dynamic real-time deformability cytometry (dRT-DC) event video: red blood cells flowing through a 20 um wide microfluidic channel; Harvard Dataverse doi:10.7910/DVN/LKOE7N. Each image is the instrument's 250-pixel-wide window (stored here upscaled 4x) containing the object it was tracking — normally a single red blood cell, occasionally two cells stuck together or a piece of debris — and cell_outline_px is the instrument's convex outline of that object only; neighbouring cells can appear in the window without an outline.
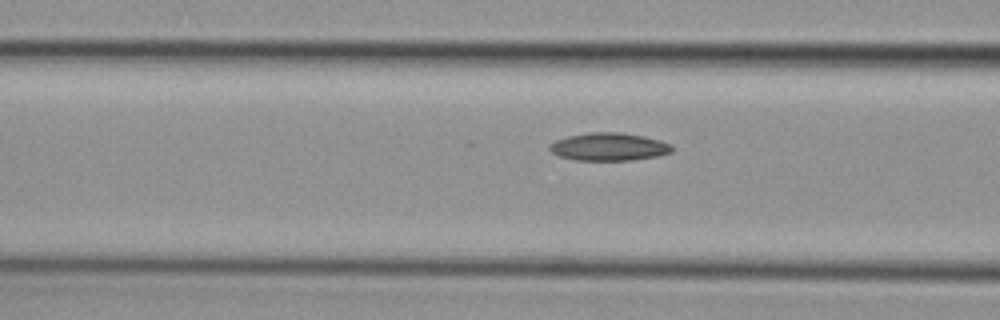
{"species": "common noctule bat (a hibernating species)", "species_latin": "Nyctalus noctula", "temperature_condition": "cold", "stored_images_in_passage": 18, "camera_frame_rate_fps": 3000, "um_per_image_px": 0.085, "animal": {"sex": "female", "body_mass_g": 29.2, "forearm_length_mm": 56.3}, "frame": {"image": 1, "passage_image": 16, "time_ms": 5.0, "image_size_px": [1000, 320], "cell_outline_px": [[672, 152], [656, 156], [632, 160], [576, 160], [560, 156], [552, 152], [548, 148], [548, 144], [556, 140], [568, 136], [588, 132], [620, 132], [644, 136], [660, 140], [672, 144]], "centroid_in_image_um": [51.75, 12.47], "position_along_channel_um": 114.8, "area_um2": 19.88}}